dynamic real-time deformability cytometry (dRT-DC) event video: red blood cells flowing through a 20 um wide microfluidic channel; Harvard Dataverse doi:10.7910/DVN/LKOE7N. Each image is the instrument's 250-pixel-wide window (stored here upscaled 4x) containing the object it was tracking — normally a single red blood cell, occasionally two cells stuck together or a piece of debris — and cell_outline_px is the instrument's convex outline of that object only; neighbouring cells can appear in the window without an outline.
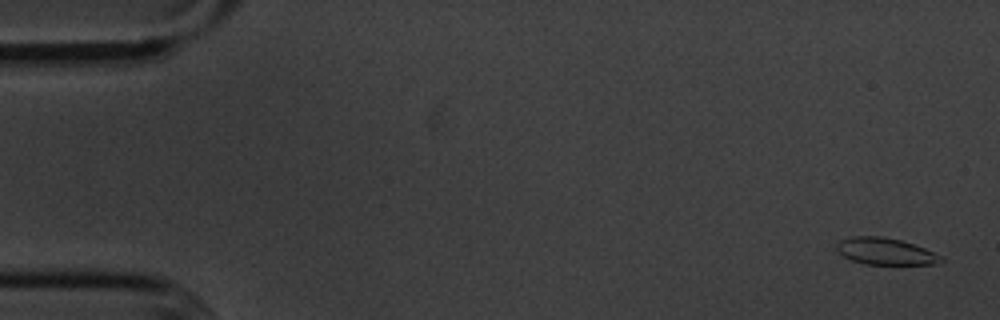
{"species": "common noctule bat (a hibernating species)", "species_latin": "Nyctalus noctula", "temperature_condition": "cold", "stored_images_in_passage": 55, "camera_frame_rate_fps": 3000, "um_per_image_px": 0.085, "animal": {"sex": "male", "body_mass_g": 20.1, "forearm_length_mm": 53.5}, "frame": {"image": 1, "passage_image": 2, "time_ms": 0.333, "image_size_px": [1000, 320], "cell_outline_px": [[944, 260], [932, 264], [864, 264], [852, 260], [844, 256], [836, 248], [836, 244], [840, 240], [852, 236], [884, 236], [900, 240], [924, 248], [944, 256]], "centroid_in_image_um": [75.26, 21.36], "position_along_channel_um": 9.7, "area_um2": 16.18}}
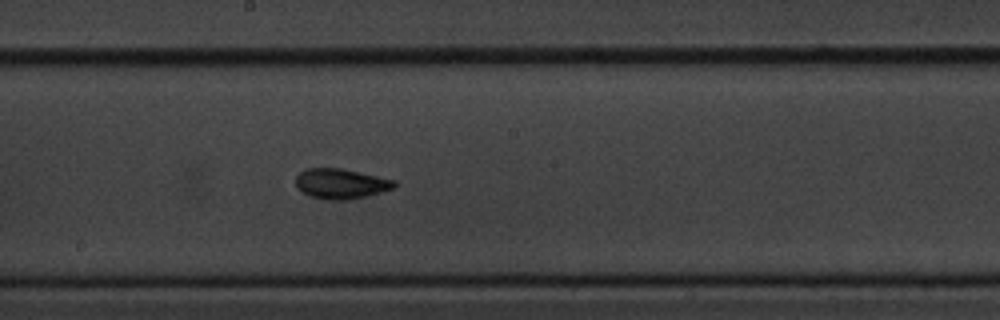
{"frame": {"image": 2, "passage_image": 30, "time_ms": 9.667, "image_size_px": [1000, 320], "cell_outline_px": [[396, 184], [392, 188], [368, 196], [348, 200], [328, 200], [308, 196], [296, 188], [296, 176], [300, 172], [308, 168], [340, 168], [396, 180]], "centroid_in_image_um": [28.94, 15.62], "position_along_channel_um": 219.3, "area_um2": 17.34}}
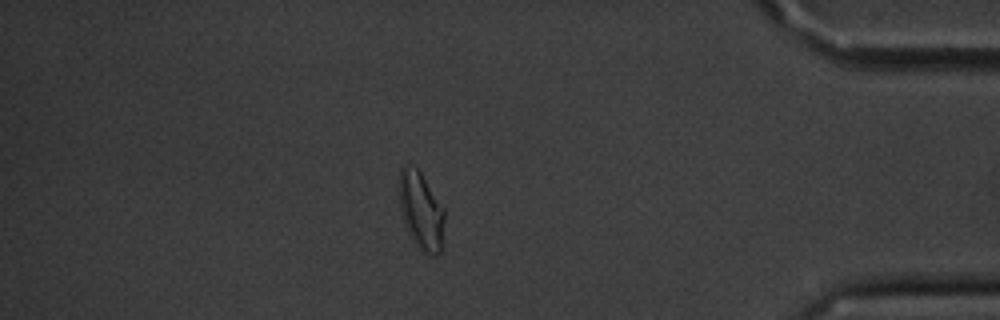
{"frame": {"image": 3, "passage_image": 48, "time_ms": 15.667, "image_size_px": [1000, 320], "cell_outline_px": [[444, 220], [440, 252], [436, 256], [432, 256], [424, 252], [416, 244], [408, 232], [404, 224], [400, 208], [400, 168], [404, 164], [408, 164], [416, 168], [420, 172], [444, 208]], "centroid_in_image_um": [35.79, 17.91], "position_along_channel_um": 399.4, "area_um2": 20.17}, "authors_computed_cell_mechanics": {"area_um2": 16.8198, "velocity_mm_per_s": 3.604, "shape_relaxation_time_tau1_ms": 3.3197, "shape_relaxation_time_tau2_ms": 1.5884, "deformation_change_tau1": 0.1165, "deformation_change_tau2": 0.0551}}